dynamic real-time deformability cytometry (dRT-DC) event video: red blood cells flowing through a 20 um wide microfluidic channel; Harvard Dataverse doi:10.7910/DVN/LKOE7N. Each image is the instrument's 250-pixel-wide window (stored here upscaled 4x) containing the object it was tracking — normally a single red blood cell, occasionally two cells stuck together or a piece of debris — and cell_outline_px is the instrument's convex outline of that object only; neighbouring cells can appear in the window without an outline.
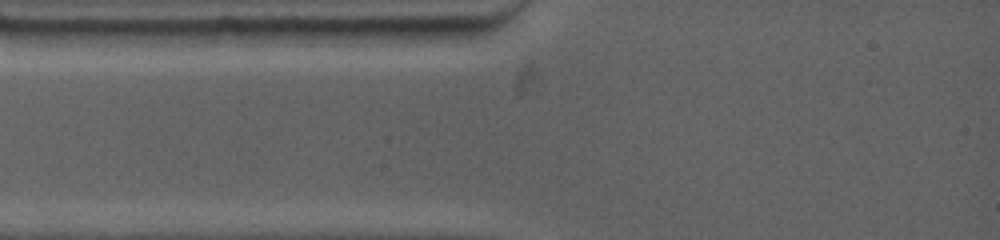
{"species": "common noctule bat (a hibernating species)", "species_latin": "Nyctalus noctula", "temperature_condition": "warm", "stored_images_in_passage": 1, "camera_frame_rate_fps": 4500, "um_per_image_px": 0.085, "animal": {"sex": "female", "body_mass_g": 19.0, "forearm_length_mm": 53.3}, "frame": {"image": 1, "passage_image": 1, "time_ms": 0.0, "image_size_px": [1000, 240], "cell_outline_px": [[360, 28], [344, 44], [268, 44], [260, 32], [260, 28]], "centroid_in_image_um": [26.14, 3.03], "position_along_channel_um": 58.9, "area_um2": 10.29}}